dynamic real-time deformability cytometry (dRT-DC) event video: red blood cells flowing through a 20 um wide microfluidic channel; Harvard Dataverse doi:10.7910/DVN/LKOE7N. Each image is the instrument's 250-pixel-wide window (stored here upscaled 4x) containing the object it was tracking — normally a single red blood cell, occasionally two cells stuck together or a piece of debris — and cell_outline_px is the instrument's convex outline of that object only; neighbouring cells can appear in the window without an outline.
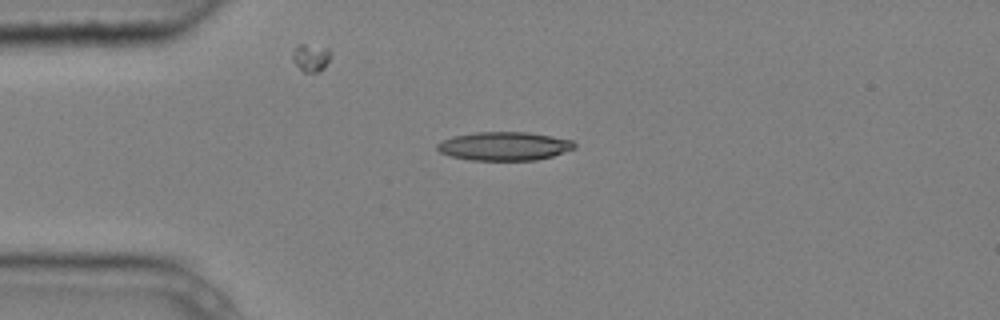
{"species": "common noctule bat (a hibernating species)", "species_latin": "Nyctalus noctula", "temperature_condition": "cold", "stored_images_in_passage": 2, "camera_frame_rate_fps": 3000, "um_per_image_px": 0.085, "animal": {"sex": "male", "body_mass_g": 20.4}, "frame": {"image": 1, "passage_image": 1, "time_ms": 0.0, "image_size_px": [1000, 320], "cell_outline_px": [[576, 148], [552, 156], [536, 160], [472, 160], [452, 156], [440, 152], [436, 148], [436, 144], [452, 136], [476, 132], [528, 132], [552, 136], [572, 140], [576, 144]], "centroid_in_image_um": [42.88, 12.42], "position_along_channel_um": 42.1, "area_um2": 22.83}}